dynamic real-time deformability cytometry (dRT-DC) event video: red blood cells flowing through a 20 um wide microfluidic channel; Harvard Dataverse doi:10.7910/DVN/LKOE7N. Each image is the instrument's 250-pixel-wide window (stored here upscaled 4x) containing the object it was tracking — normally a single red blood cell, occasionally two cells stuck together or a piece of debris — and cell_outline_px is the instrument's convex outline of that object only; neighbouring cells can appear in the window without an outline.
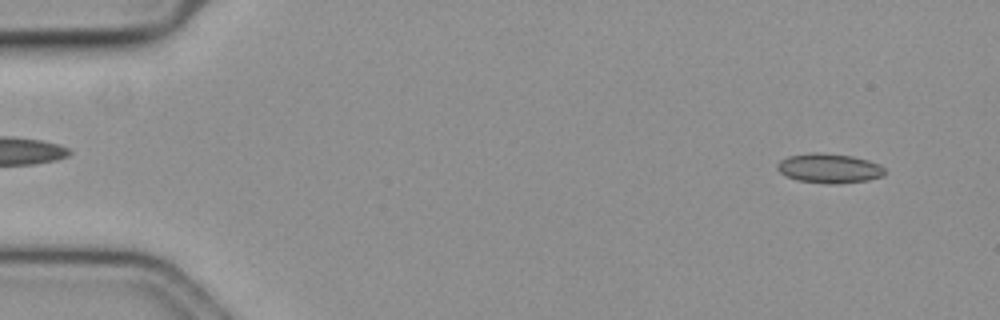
{"species": "common noctule bat (a hibernating species)", "species_latin": "Nyctalus noctula", "temperature_condition": "cold", "stored_images_in_passage": 39, "camera_frame_rate_fps": 3000, "um_per_image_px": 0.085, "animal": {"sex": "female", "body_mass_g": 19.3, "forearm_length_mm": 54.1}, "frame": {"image": 1, "passage_image": 4, "time_ms": 1.0, "image_size_px": [1000, 320], "cell_outline_px": [[884, 176], [868, 180], [796, 180], [780, 172], [776, 168], [776, 164], [780, 160], [788, 156], [808, 152], [816, 152], [852, 156], [868, 160], [880, 164], [884, 168]], "centroid_in_image_um": [70.45, 14.23], "position_along_channel_um": 14.5, "area_um2": 17.46}}
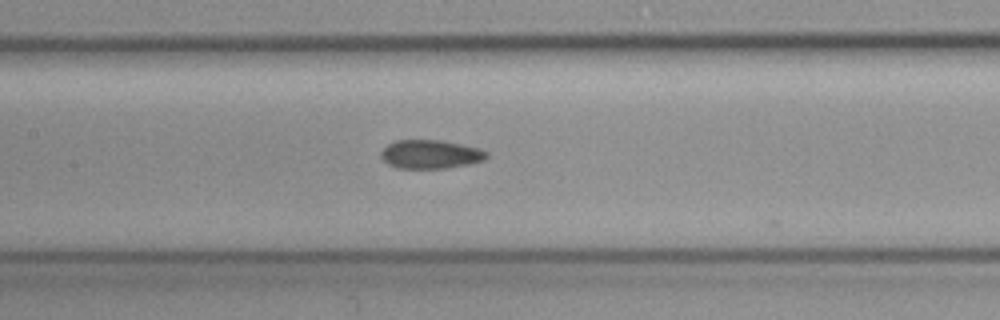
{"frame": {"image": 2, "passage_image": 27, "time_ms": 8.667, "image_size_px": [1000, 320], "cell_outline_px": [[488, 156], [484, 160], [468, 164], [444, 168], [396, 168], [388, 164], [380, 156], [380, 152], [388, 144], [396, 140], [440, 140], [480, 148], [488, 152]], "centroid_in_image_um": [36.58, 13.11], "position_along_channel_um": 170.8, "area_um2": 17.63}}
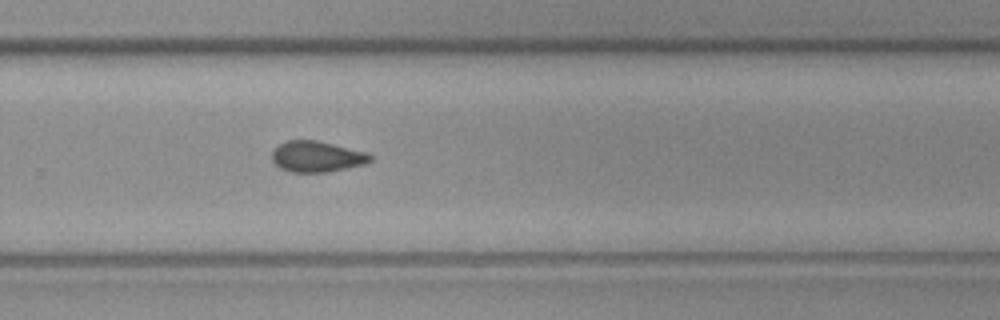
{"frame": {"image": 3, "passage_image": 38, "time_ms": 12.333, "image_size_px": [1000, 320], "cell_outline_px": [[372, 160], [364, 164], [324, 172], [288, 172], [280, 168], [272, 160], [272, 152], [280, 144], [288, 140], [316, 140], [364, 152], [372, 156]], "centroid_in_image_um": [26.88, 13.31], "position_along_channel_um": 302.9, "area_um2": 17.34}}